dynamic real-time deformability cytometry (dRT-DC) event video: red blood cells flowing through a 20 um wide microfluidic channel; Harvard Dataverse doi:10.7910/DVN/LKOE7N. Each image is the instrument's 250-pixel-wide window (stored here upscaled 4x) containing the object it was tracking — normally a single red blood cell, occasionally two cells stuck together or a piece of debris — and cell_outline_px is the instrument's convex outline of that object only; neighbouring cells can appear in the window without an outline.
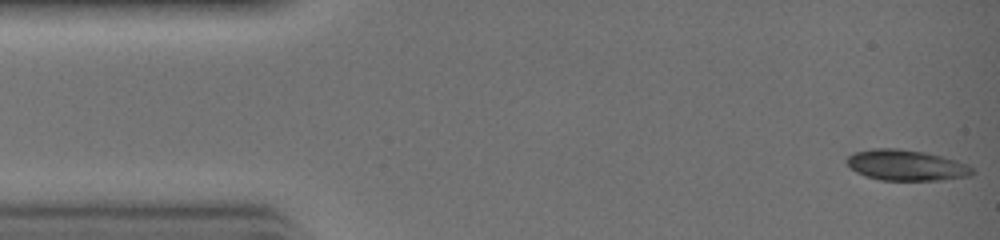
{"species": "common noctule bat (a hibernating species)", "species_latin": "Nyctalus noctula", "temperature_condition": "warm", "stored_images_in_passage": 32, "camera_frame_rate_fps": 3000, "um_per_image_px": 0.085, "animal": {"sex": "female", "body_mass_g": 19.0, "forearm_length_mm": 51.5}, "frame": {"image": 1, "passage_image": 1, "time_ms": 0.0, "image_size_px": [1000, 240], "cell_outline_px": [[976, 172], [968, 176], [940, 180], [880, 180], [856, 172], [848, 164], [848, 156], [852, 152], [872, 148], [896, 148], [924, 152], [956, 160], [968, 164]], "centroid_in_image_um": [77.04, 14.04], "position_along_channel_um": 8.0, "area_um2": 22.37}}
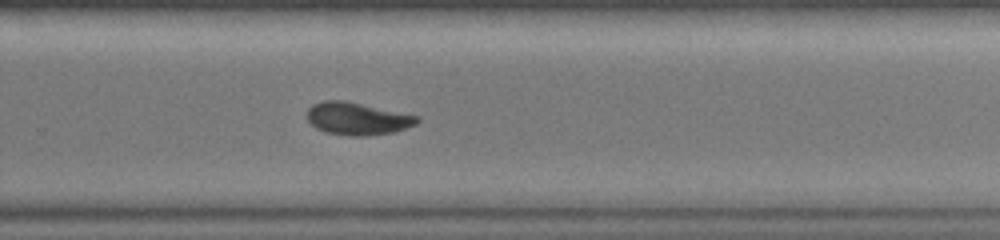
{"frame": {"image": 2, "passage_image": 21, "time_ms": 6.667, "image_size_px": [1000, 240], "cell_outline_px": [[420, 120], [416, 124], [396, 132], [368, 136], [348, 136], [324, 132], [316, 128], [308, 120], [308, 108], [312, 104], [324, 100], [344, 100], [420, 116]], "centroid_in_image_um": [30.39, 10.09], "position_along_channel_um": 299.4, "area_um2": 21.04}}
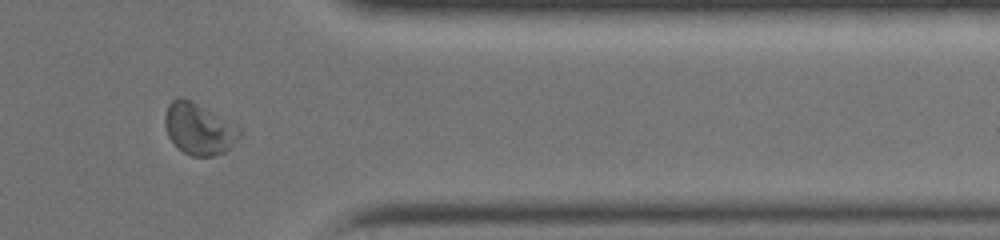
{"frame": {"image": 3, "passage_image": 26, "time_ms": 8.333, "image_size_px": [1000, 240], "cell_outline_px": [[244, 132], [224, 152], [212, 156], [192, 156], [184, 152], [168, 136], [164, 124], [164, 116], [168, 104], [176, 96], [180, 96], [192, 100], [236, 124]], "centroid_in_image_um": [16.9, 10.91], "position_along_channel_um": 394.5, "area_um2": 22.48}}